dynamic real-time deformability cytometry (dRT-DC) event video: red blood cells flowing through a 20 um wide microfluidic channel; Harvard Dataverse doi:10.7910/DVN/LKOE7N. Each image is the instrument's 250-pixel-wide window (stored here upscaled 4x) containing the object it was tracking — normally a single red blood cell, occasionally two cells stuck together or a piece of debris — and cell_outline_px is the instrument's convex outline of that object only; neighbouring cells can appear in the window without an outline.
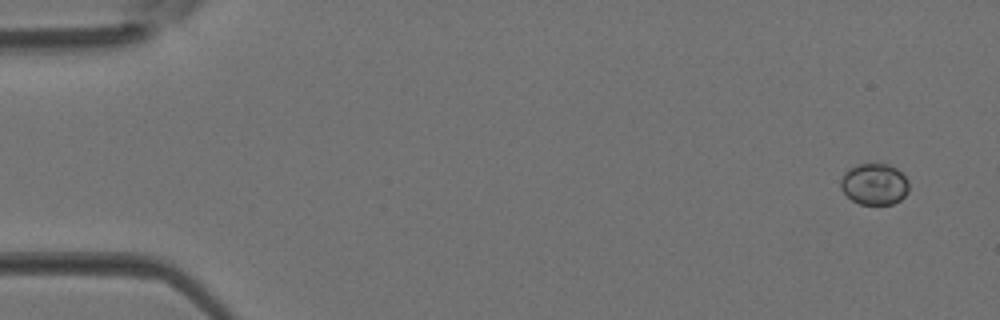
{"species": "Egyptian fruit bat (a non-hibernating species)", "species_latin": "Rousettus aegyptiacus", "temperature_condition": "room temperature", "stored_images_in_passage": 3, "camera_frame_rate_fps": 3000, "um_per_image_px": 0.085, "animal": {"sex": "female"}, "frame": {"image": 1, "passage_image": 1, "time_ms": 0.0, "image_size_px": [1000, 320], "cell_outline_px": [[908, 192], [900, 200], [892, 204], [860, 204], [852, 200], [840, 188], [840, 180], [844, 172], [848, 168], [860, 164], [888, 164], [896, 168], [908, 180]], "centroid_in_image_um": [74.31, 15.65], "position_along_channel_um": 10.7, "area_um2": 16.42}}
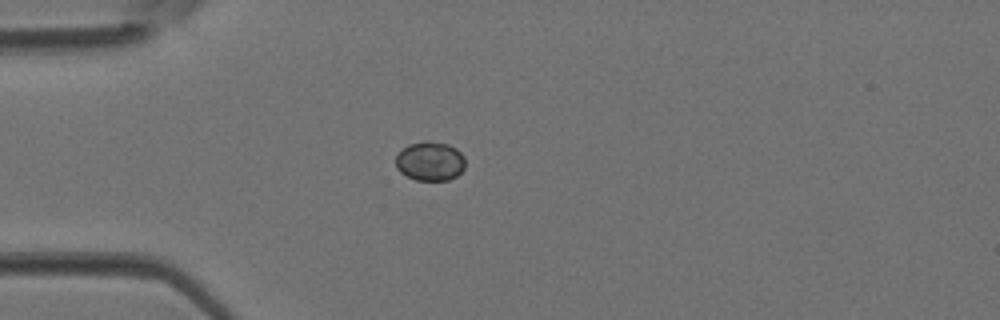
{"frame": {"image": 2, "passage_image": 3, "time_ms": 0.667, "image_size_px": [1000, 320], "cell_outline_px": [[464, 168], [456, 176], [448, 180], [416, 180], [400, 172], [396, 168], [396, 156], [408, 144], [424, 140], [428, 140], [448, 144], [456, 148], [464, 156]], "centroid_in_image_um": [36.55, 13.68], "position_along_channel_um": 48.4, "area_um2": 15.9}}